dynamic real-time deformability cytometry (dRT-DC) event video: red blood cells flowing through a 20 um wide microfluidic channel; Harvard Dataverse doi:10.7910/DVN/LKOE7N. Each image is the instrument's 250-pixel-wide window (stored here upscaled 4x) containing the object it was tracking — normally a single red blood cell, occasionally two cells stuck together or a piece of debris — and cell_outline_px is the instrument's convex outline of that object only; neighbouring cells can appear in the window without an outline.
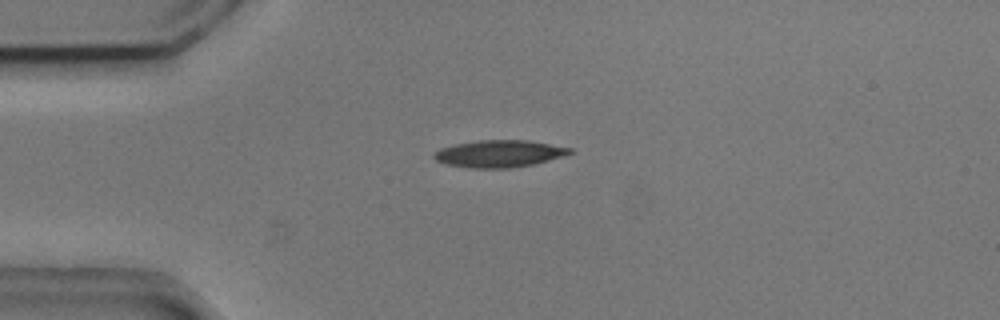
{"species": "common noctule bat (a hibernating species)", "species_latin": "Nyctalus noctula", "temperature_condition": "cold", "stored_images_in_passage": 21, "camera_frame_rate_fps": 3000, "um_per_image_px": 0.085, "animal": {"sex": "male", "body_mass_g": 20.5, "forearm_length_mm": 52.5}, "frame": {"image": 1, "passage_image": 2, "time_ms": 0.333, "image_size_px": [1000, 320], "cell_outline_px": [[572, 152], [564, 156], [532, 164], [508, 168], [468, 168], [448, 164], [436, 160], [432, 156], [432, 152], [440, 148], [456, 144], [480, 140], [528, 140], [572, 148]], "centroid_in_image_um": [42.4, 13.06], "position_along_channel_um": 42.6, "area_um2": 21.33}}
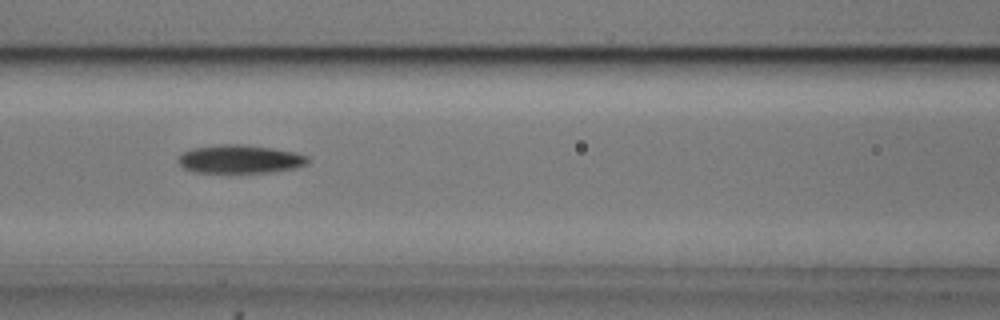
{"frame": {"image": 2, "passage_image": 12, "time_ms": 3.667, "image_size_px": [1000, 320], "cell_outline_px": [[312, 160], [308, 164], [296, 168], [272, 172], [192, 172], [184, 168], [176, 160], [184, 152], [192, 148], [220, 144], [240, 144], [272, 148], [296, 152], [308, 156]], "centroid_in_image_um": [20.44, 13.52], "position_along_channel_um": 146.2, "area_um2": 21.56}}
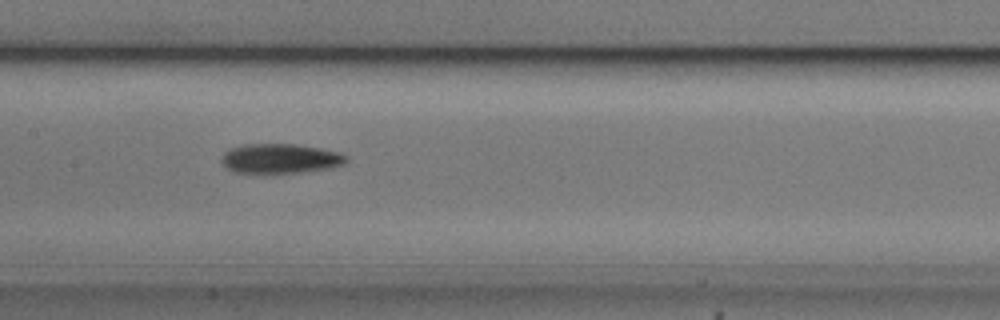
{"frame": {"image": 3, "passage_image": 15, "time_ms": 4.667, "image_size_px": [1000, 320], "cell_outline_px": [[348, 160], [344, 164], [332, 168], [300, 172], [264, 176], [232, 172], [220, 164], [220, 160], [224, 152], [228, 148], [244, 144], [296, 144], [320, 148], [340, 152], [348, 156]], "centroid_in_image_um": [23.75, 13.52], "position_along_channel_um": 183.6, "area_um2": 22.72}}